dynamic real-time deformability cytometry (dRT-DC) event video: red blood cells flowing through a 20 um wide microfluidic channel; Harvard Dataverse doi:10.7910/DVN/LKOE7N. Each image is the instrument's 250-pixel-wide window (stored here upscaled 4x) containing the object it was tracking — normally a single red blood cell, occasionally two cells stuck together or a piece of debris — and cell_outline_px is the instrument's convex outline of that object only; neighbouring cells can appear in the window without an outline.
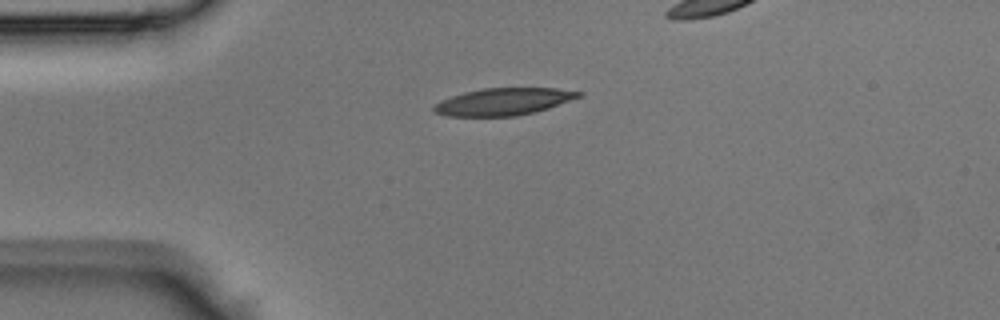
{"species": "Egyptian fruit bat (a non-hibernating species)", "species_latin": "Rousettus aegyptiacus", "temperature_condition": "room temperature", "stored_images_in_passage": 28, "camera_frame_rate_fps": 3000, "um_per_image_px": 0.085, "animal": {"sex": "male"}, "frame": {"image": 1, "passage_image": 1, "time_ms": 0.0, "image_size_px": [1000, 320], "cell_outline_px": [[584, 92], [580, 96], [548, 108], [536, 112], [516, 116], [448, 116], [436, 112], [432, 108], [432, 104], [440, 100], [464, 92], [484, 88], [556, 88]], "centroid_in_image_um": [42.76, 8.64], "position_along_channel_um": 42.2, "area_um2": 22.83}}
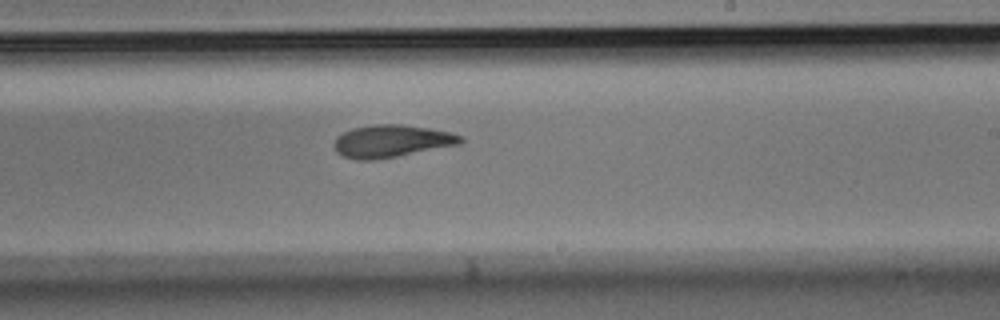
{"frame": {"image": 2, "passage_image": 16, "time_ms": 5.0, "image_size_px": [1000, 320], "cell_outline_px": [[464, 140], [460, 144], [396, 156], [368, 160], [360, 160], [344, 156], [336, 152], [332, 144], [336, 136], [352, 128], [372, 124], [400, 124], [428, 128], [452, 132], [464, 136]], "centroid_in_image_um": [33.27, 11.98], "position_along_channel_um": 255.7, "area_um2": 23.87}}
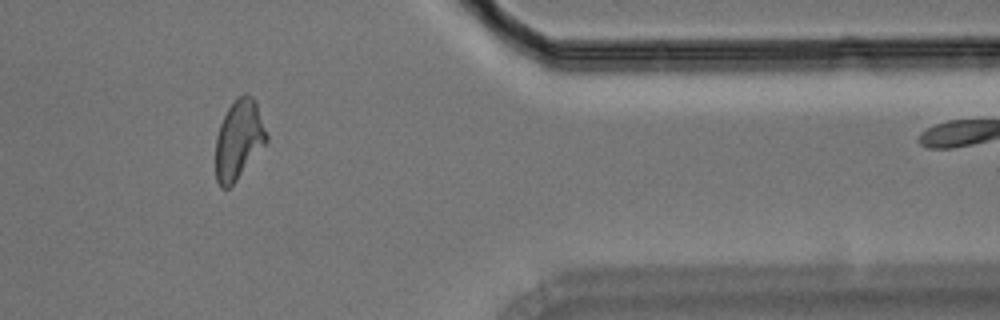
{"frame": {"image": 3, "passage_image": 26, "time_ms": 8.333, "image_size_px": [1000, 320], "cell_outline_px": [[268, 140], [236, 180], [228, 188], [220, 188], [216, 180], [216, 136], [220, 124], [228, 108], [244, 92], [248, 92], [256, 100], [268, 136]], "centroid_in_image_um": [20.3, 11.84], "position_along_channel_um": 391.1, "area_um2": 23.35}}